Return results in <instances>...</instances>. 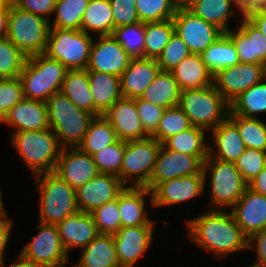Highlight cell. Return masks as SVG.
Masks as SVG:
<instances>
[{"label":"cell","instance_id":"cell-1","mask_svg":"<svg viewBox=\"0 0 266 267\" xmlns=\"http://www.w3.org/2000/svg\"><path fill=\"white\" fill-rule=\"evenodd\" d=\"M189 236L197 245L218 258L248 248V237L237 225L231 212L214 209L187 221Z\"/></svg>","mask_w":266,"mask_h":267},{"label":"cell","instance_id":"cell-2","mask_svg":"<svg viewBox=\"0 0 266 267\" xmlns=\"http://www.w3.org/2000/svg\"><path fill=\"white\" fill-rule=\"evenodd\" d=\"M46 105L49 127L57 136L60 146L78 147L95 116L78 108L61 91L49 97Z\"/></svg>","mask_w":266,"mask_h":267},{"label":"cell","instance_id":"cell-3","mask_svg":"<svg viewBox=\"0 0 266 267\" xmlns=\"http://www.w3.org/2000/svg\"><path fill=\"white\" fill-rule=\"evenodd\" d=\"M11 135L12 146L34 175L54 172L62 147L50 128Z\"/></svg>","mask_w":266,"mask_h":267},{"label":"cell","instance_id":"cell-4","mask_svg":"<svg viewBox=\"0 0 266 267\" xmlns=\"http://www.w3.org/2000/svg\"><path fill=\"white\" fill-rule=\"evenodd\" d=\"M67 71L58 60L44 53L27 58L19 75L24 98L46 102L61 90Z\"/></svg>","mask_w":266,"mask_h":267},{"label":"cell","instance_id":"cell-5","mask_svg":"<svg viewBox=\"0 0 266 267\" xmlns=\"http://www.w3.org/2000/svg\"><path fill=\"white\" fill-rule=\"evenodd\" d=\"M178 106L185 112L192 126L213 130L229 113V103L214 84L200 89H186L180 93Z\"/></svg>","mask_w":266,"mask_h":267},{"label":"cell","instance_id":"cell-6","mask_svg":"<svg viewBox=\"0 0 266 267\" xmlns=\"http://www.w3.org/2000/svg\"><path fill=\"white\" fill-rule=\"evenodd\" d=\"M40 191L39 222L57 224L79 211L75 189L54 172L35 175Z\"/></svg>","mask_w":266,"mask_h":267},{"label":"cell","instance_id":"cell-7","mask_svg":"<svg viewBox=\"0 0 266 267\" xmlns=\"http://www.w3.org/2000/svg\"><path fill=\"white\" fill-rule=\"evenodd\" d=\"M49 30L47 18L22 10L10 0L6 37L26 58L45 53Z\"/></svg>","mask_w":266,"mask_h":267},{"label":"cell","instance_id":"cell-8","mask_svg":"<svg viewBox=\"0 0 266 267\" xmlns=\"http://www.w3.org/2000/svg\"><path fill=\"white\" fill-rule=\"evenodd\" d=\"M207 171H210V207L232 208L241 198L248 183L241 176L234 162H225L207 157L203 162L205 184Z\"/></svg>","mask_w":266,"mask_h":267},{"label":"cell","instance_id":"cell-9","mask_svg":"<svg viewBox=\"0 0 266 267\" xmlns=\"http://www.w3.org/2000/svg\"><path fill=\"white\" fill-rule=\"evenodd\" d=\"M93 38L82 30L50 28L45 53L68 70L86 69Z\"/></svg>","mask_w":266,"mask_h":267},{"label":"cell","instance_id":"cell-10","mask_svg":"<svg viewBox=\"0 0 266 267\" xmlns=\"http://www.w3.org/2000/svg\"><path fill=\"white\" fill-rule=\"evenodd\" d=\"M161 146L162 144L153 137L125 141L123 163L119 173L121 182L125 186L130 184L145 187L152 176Z\"/></svg>","mask_w":266,"mask_h":267},{"label":"cell","instance_id":"cell-11","mask_svg":"<svg viewBox=\"0 0 266 267\" xmlns=\"http://www.w3.org/2000/svg\"><path fill=\"white\" fill-rule=\"evenodd\" d=\"M172 21L175 32L186 43L191 54L201 55L223 33L186 7H178Z\"/></svg>","mask_w":266,"mask_h":267},{"label":"cell","instance_id":"cell-12","mask_svg":"<svg viewBox=\"0 0 266 267\" xmlns=\"http://www.w3.org/2000/svg\"><path fill=\"white\" fill-rule=\"evenodd\" d=\"M38 234L21 251L25 259L47 267H63L68 254L58 234L56 224L38 222Z\"/></svg>","mask_w":266,"mask_h":267},{"label":"cell","instance_id":"cell-13","mask_svg":"<svg viewBox=\"0 0 266 267\" xmlns=\"http://www.w3.org/2000/svg\"><path fill=\"white\" fill-rule=\"evenodd\" d=\"M266 78L265 64L239 63L219 70L213 76V84L223 98L230 103L239 94Z\"/></svg>","mask_w":266,"mask_h":267},{"label":"cell","instance_id":"cell-14","mask_svg":"<svg viewBox=\"0 0 266 267\" xmlns=\"http://www.w3.org/2000/svg\"><path fill=\"white\" fill-rule=\"evenodd\" d=\"M202 170L203 162L198 157L169 150L162 145L152 176L145 187L152 191L161 182L198 174Z\"/></svg>","mask_w":266,"mask_h":267},{"label":"cell","instance_id":"cell-15","mask_svg":"<svg viewBox=\"0 0 266 267\" xmlns=\"http://www.w3.org/2000/svg\"><path fill=\"white\" fill-rule=\"evenodd\" d=\"M97 41L92 42L86 69L120 77L132 57L113 35L98 36Z\"/></svg>","mask_w":266,"mask_h":267},{"label":"cell","instance_id":"cell-16","mask_svg":"<svg viewBox=\"0 0 266 267\" xmlns=\"http://www.w3.org/2000/svg\"><path fill=\"white\" fill-rule=\"evenodd\" d=\"M205 187V176L202 170L198 174L159 183L151 191L150 203L153 207H159L185 202L203 194Z\"/></svg>","mask_w":266,"mask_h":267},{"label":"cell","instance_id":"cell-17","mask_svg":"<svg viewBox=\"0 0 266 267\" xmlns=\"http://www.w3.org/2000/svg\"><path fill=\"white\" fill-rule=\"evenodd\" d=\"M54 173L75 190L99 174L93 156L78 147L61 149Z\"/></svg>","mask_w":266,"mask_h":267},{"label":"cell","instance_id":"cell-18","mask_svg":"<svg viewBox=\"0 0 266 267\" xmlns=\"http://www.w3.org/2000/svg\"><path fill=\"white\" fill-rule=\"evenodd\" d=\"M125 188L121 180L111 174H98L75 190L79 211L91 213L103 204L117 199Z\"/></svg>","mask_w":266,"mask_h":267},{"label":"cell","instance_id":"cell-19","mask_svg":"<svg viewBox=\"0 0 266 267\" xmlns=\"http://www.w3.org/2000/svg\"><path fill=\"white\" fill-rule=\"evenodd\" d=\"M154 225L121 227L114 237L120 267H133L152 243Z\"/></svg>","mask_w":266,"mask_h":267},{"label":"cell","instance_id":"cell-20","mask_svg":"<svg viewBox=\"0 0 266 267\" xmlns=\"http://www.w3.org/2000/svg\"><path fill=\"white\" fill-rule=\"evenodd\" d=\"M103 116L111 123L119 140L134 141L149 137L142 127L136 98L121 97Z\"/></svg>","mask_w":266,"mask_h":267},{"label":"cell","instance_id":"cell-21","mask_svg":"<svg viewBox=\"0 0 266 267\" xmlns=\"http://www.w3.org/2000/svg\"><path fill=\"white\" fill-rule=\"evenodd\" d=\"M231 214L242 232L249 238L266 228V196L247 187L232 207Z\"/></svg>","mask_w":266,"mask_h":267},{"label":"cell","instance_id":"cell-22","mask_svg":"<svg viewBox=\"0 0 266 267\" xmlns=\"http://www.w3.org/2000/svg\"><path fill=\"white\" fill-rule=\"evenodd\" d=\"M237 31L226 33L233 41L240 63L266 64V37L245 16Z\"/></svg>","mask_w":266,"mask_h":267},{"label":"cell","instance_id":"cell-23","mask_svg":"<svg viewBox=\"0 0 266 267\" xmlns=\"http://www.w3.org/2000/svg\"><path fill=\"white\" fill-rule=\"evenodd\" d=\"M63 248L68 254L69 249L76 246L85 248L98 235V229L91 213L78 211L56 224Z\"/></svg>","mask_w":266,"mask_h":267},{"label":"cell","instance_id":"cell-24","mask_svg":"<svg viewBox=\"0 0 266 267\" xmlns=\"http://www.w3.org/2000/svg\"><path fill=\"white\" fill-rule=\"evenodd\" d=\"M160 71L156 59L132 58L120 76L121 96L126 98L140 97Z\"/></svg>","mask_w":266,"mask_h":267},{"label":"cell","instance_id":"cell-25","mask_svg":"<svg viewBox=\"0 0 266 267\" xmlns=\"http://www.w3.org/2000/svg\"><path fill=\"white\" fill-rule=\"evenodd\" d=\"M1 122L15 127L18 131H40L48 129L46 102L22 98L12 107Z\"/></svg>","mask_w":266,"mask_h":267},{"label":"cell","instance_id":"cell-26","mask_svg":"<svg viewBox=\"0 0 266 267\" xmlns=\"http://www.w3.org/2000/svg\"><path fill=\"white\" fill-rule=\"evenodd\" d=\"M211 133L215 149L209 146L208 157L225 162H235L246 150L237 126L228 117L214 128Z\"/></svg>","mask_w":266,"mask_h":267},{"label":"cell","instance_id":"cell-27","mask_svg":"<svg viewBox=\"0 0 266 267\" xmlns=\"http://www.w3.org/2000/svg\"><path fill=\"white\" fill-rule=\"evenodd\" d=\"M152 192L146 187L125 186L118 195L121 227L153 225L145 212V196Z\"/></svg>","mask_w":266,"mask_h":267},{"label":"cell","instance_id":"cell-28","mask_svg":"<svg viewBox=\"0 0 266 267\" xmlns=\"http://www.w3.org/2000/svg\"><path fill=\"white\" fill-rule=\"evenodd\" d=\"M170 72L178 82L181 91L213 85L214 75L206 68L199 54H190Z\"/></svg>","mask_w":266,"mask_h":267},{"label":"cell","instance_id":"cell-29","mask_svg":"<svg viewBox=\"0 0 266 267\" xmlns=\"http://www.w3.org/2000/svg\"><path fill=\"white\" fill-rule=\"evenodd\" d=\"M90 91L95 106V116L103 115L120 99V77L111 74L87 70Z\"/></svg>","mask_w":266,"mask_h":267},{"label":"cell","instance_id":"cell-30","mask_svg":"<svg viewBox=\"0 0 266 267\" xmlns=\"http://www.w3.org/2000/svg\"><path fill=\"white\" fill-rule=\"evenodd\" d=\"M81 250L80 260L74 267H120L111 234H99Z\"/></svg>","mask_w":266,"mask_h":267},{"label":"cell","instance_id":"cell-31","mask_svg":"<svg viewBox=\"0 0 266 267\" xmlns=\"http://www.w3.org/2000/svg\"><path fill=\"white\" fill-rule=\"evenodd\" d=\"M180 93V87L173 74L169 71H160L139 98L166 109L178 105Z\"/></svg>","mask_w":266,"mask_h":267},{"label":"cell","instance_id":"cell-32","mask_svg":"<svg viewBox=\"0 0 266 267\" xmlns=\"http://www.w3.org/2000/svg\"><path fill=\"white\" fill-rule=\"evenodd\" d=\"M60 91L78 108L95 116L94 100L90 91L87 69L68 70Z\"/></svg>","mask_w":266,"mask_h":267},{"label":"cell","instance_id":"cell-33","mask_svg":"<svg viewBox=\"0 0 266 267\" xmlns=\"http://www.w3.org/2000/svg\"><path fill=\"white\" fill-rule=\"evenodd\" d=\"M206 130L191 126L166 139L162 145L169 150L198 157L204 162L208 157L209 144L205 141Z\"/></svg>","mask_w":266,"mask_h":267},{"label":"cell","instance_id":"cell-34","mask_svg":"<svg viewBox=\"0 0 266 267\" xmlns=\"http://www.w3.org/2000/svg\"><path fill=\"white\" fill-rule=\"evenodd\" d=\"M81 30L93 31L98 36L113 35L114 18L109 0H89L84 11L81 23Z\"/></svg>","mask_w":266,"mask_h":267},{"label":"cell","instance_id":"cell-35","mask_svg":"<svg viewBox=\"0 0 266 267\" xmlns=\"http://www.w3.org/2000/svg\"><path fill=\"white\" fill-rule=\"evenodd\" d=\"M206 68L215 75L219 70L239 64L231 37L223 32L202 54Z\"/></svg>","mask_w":266,"mask_h":267},{"label":"cell","instance_id":"cell-36","mask_svg":"<svg viewBox=\"0 0 266 267\" xmlns=\"http://www.w3.org/2000/svg\"><path fill=\"white\" fill-rule=\"evenodd\" d=\"M233 4V0H192L186 8L222 32H227L230 30L229 17L234 14L231 9Z\"/></svg>","mask_w":266,"mask_h":267},{"label":"cell","instance_id":"cell-37","mask_svg":"<svg viewBox=\"0 0 266 267\" xmlns=\"http://www.w3.org/2000/svg\"><path fill=\"white\" fill-rule=\"evenodd\" d=\"M118 140L111 123L103 116H95L89 124L78 148L91 156Z\"/></svg>","mask_w":266,"mask_h":267},{"label":"cell","instance_id":"cell-38","mask_svg":"<svg viewBox=\"0 0 266 267\" xmlns=\"http://www.w3.org/2000/svg\"><path fill=\"white\" fill-rule=\"evenodd\" d=\"M266 78L239 94L229 103V113L247 118L266 112Z\"/></svg>","mask_w":266,"mask_h":267},{"label":"cell","instance_id":"cell-39","mask_svg":"<svg viewBox=\"0 0 266 267\" xmlns=\"http://www.w3.org/2000/svg\"><path fill=\"white\" fill-rule=\"evenodd\" d=\"M175 32L172 19L144 23L143 58L157 59Z\"/></svg>","mask_w":266,"mask_h":267},{"label":"cell","instance_id":"cell-40","mask_svg":"<svg viewBox=\"0 0 266 267\" xmlns=\"http://www.w3.org/2000/svg\"><path fill=\"white\" fill-rule=\"evenodd\" d=\"M89 0H57L54 14H56L50 28L81 30L84 11Z\"/></svg>","mask_w":266,"mask_h":267},{"label":"cell","instance_id":"cell-41","mask_svg":"<svg viewBox=\"0 0 266 267\" xmlns=\"http://www.w3.org/2000/svg\"><path fill=\"white\" fill-rule=\"evenodd\" d=\"M228 118L237 126L246 148L266 152V124L261 119L235 114H228Z\"/></svg>","mask_w":266,"mask_h":267},{"label":"cell","instance_id":"cell-42","mask_svg":"<svg viewBox=\"0 0 266 267\" xmlns=\"http://www.w3.org/2000/svg\"><path fill=\"white\" fill-rule=\"evenodd\" d=\"M191 126L185 112L178 105L166 108L159 121L156 132L151 137L162 144L166 139Z\"/></svg>","mask_w":266,"mask_h":267},{"label":"cell","instance_id":"cell-43","mask_svg":"<svg viewBox=\"0 0 266 267\" xmlns=\"http://www.w3.org/2000/svg\"><path fill=\"white\" fill-rule=\"evenodd\" d=\"M135 7L141 23L170 20L178 8L173 0H135Z\"/></svg>","mask_w":266,"mask_h":267},{"label":"cell","instance_id":"cell-44","mask_svg":"<svg viewBox=\"0 0 266 267\" xmlns=\"http://www.w3.org/2000/svg\"><path fill=\"white\" fill-rule=\"evenodd\" d=\"M113 36L132 58H143L145 46L144 23L116 27Z\"/></svg>","mask_w":266,"mask_h":267},{"label":"cell","instance_id":"cell-45","mask_svg":"<svg viewBox=\"0 0 266 267\" xmlns=\"http://www.w3.org/2000/svg\"><path fill=\"white\" fill-rule=\"evenodd\" d=\"M26 60L7 37L0 39V79L19 77Z\"/></svg>","mask_w":266,"mask_h":267},{"label":"cell","instance_id":"cell-46","mask_svg":"<svg viewBox=\"0 0 266 267\" xmlns=\"http://www.w3.org/2000/svg\"><path fill=\"white\" fill-rule=\"evenodd\" d=\"M125 141L117 140L93 155L99 174H111L119 178L123 163Z\"/></svg>","mask_w":266,"mask_h":267},{"label":"cell","instance_id":"cell-47","mask_svg":"<svg viewBox=\"0 0 266 267\" xmlns=\"http://www.w3.org/2000/svg\"><path fill=\"white\" fill-rule=\"evenodd\" d=\"M99 234L114 235L121 228L118 197L91 212Z\"/></svg>","mask_w":266,"mask_h":267},{"label":"cell","instance_id":"cell-48","mask_svg":"<svg viewBox=\"0 0 266 267\" xmlns=\"http://www.w3.org/2000/svg\"><path fill=\"white\" fill-rule=\"evenodd\" d=\"M190 54L191 53L186 43L178 36L176 32H174L170 41L167 43L161 55L156 60L161 71L170 72Z\"/></svg>","mask_w":266,"mask_h":267},{"label":"cell","instance_id":"cell-49","mask_svg":"<svg viewBox=\"0 0 266 267\" xmlns=\"http://www.w3.org/2000/svg\"><path fill=\"white\" fill-rule=\"evenodd\" d=\"M234 163L241 176L249 183L266 166V152L246 148Z\"/></svg>","mask_w":266,"mask_h":267},{"label":"cell","instance_id":"cell-50","mask_svg":"<svg viewBox=\"0 0 266 267\" xmlns=\"http://www.w3.org/2000/svg\"><path fill=\"white\" fill-rule=\"evenodd\" d=\"M22 98L24 96L19 77L0 79V122Z\"/></svg>","mask_w":266,"mask_h":267},{"label":"cell","instance_id":"cell-51","mask_svg":"<svg viewBox=\"0 0 266 267\" xmlns=\"http://www.w3.org/2000/svg\"><path fill=\"white\" fill-rule=\"evenodd\" d=\"M136 107L144 132L151 137L156 132L165 108L153 105L139 97L136 98Z\"/></svg>","mask_w":266,"mask_h":267},{"label":"cell","instance_id":"cell-52","mask_svg":"<svg viewBox=\"0 0 266 267\" xmlns=\"http://www.w3.org/2000/svg\"><path fill=\"white\" fill-rule=\"evenodd\" d=\"M114 18V30L116 27L133 25L140 22L135 0H109Z\"/></svg>","mask_w":266,"mask_h":267},{"label":"cell","instance_id":"cell-53","mask_svg":"<svg viewBox=\"0 0 266 267\" xmlns=\"http://www.w3.org/2000/svg\"><path fill=\"white\" fill-rule=\"evenodd\" d=\"M57 0H12V2L22 10L46 18L54 14Z\"/></svg>","mask_w":266,"mask_h":267},{"label":"cell","instance_id":"cell-54","mask_svg":"<svg viewBox=\"0 0 266 267\" xmlns=\"http://www.w3.org/2000/svg\"><path fill=\"white\" fill-rule=\"evenodd\" d=\"M254 241L256 244L255 251L258 257L254 265L266 267V228L248 238V248H254Z\"/></svg>","mask_w":266,"mask_h":267},{"label":"cell","instance_id":"cell-55","mask_svg":"<svg viewBox=\"0 0 266 267\" xmlns=\"http://www.w3.org/2000/svg\"><path fill=\"white\" fill-rule=\"evenodd\" d=\"M12 229V221L8 219L7 213L0 216V267H4V250L10 239V231Z\"/></svg>","mask_w":266,"mask_h":267},{"label":"cell","instance_id":"cell-56","mask_svg":"<svg viewBox=\"0 0 266 267\" xmlns=\"http://www.w3.org/2000/svg\"><path fill=\"white\" fill-rule=\"evenodd\" d=\"M264 1L265 0H233L234 5L238 7L239 12L243 14L242 16H246L254 10H258Z\"/></svg>","mask_w":266,"mask_h":267},{"label":"cell","instance_id":"cell-57","mask_svg":"<svg viewBox=\"0 0 266 267\" xmlns=\"http://www.w3.org/2000/svg\"><path fill=\"white\" fill-rule=\"evenodd\" d=\"M253 25H255L261 33L266 37V14L259 9L248 13L245 16Z\"/></svg>","mask_w":266,"mask_h":267},{"label":"cell","instance_id":"cell-58","mask_svg":"<svg viewBox=\"0 0 266 267\" xmlns=\"http://www.w3.org/2000/svg\"><path fill=\"white\" fill-rule=\"evenodd\" d=\"M248 187L266 196V166L248 183Z\"/></svg>","mask_w":266,"mask_h":267},{"label":"cell","instance_id":"cell-59","mask_svg":"<svg viewBox=\"0 0 266 267\" xmlns=\"http://www.w3.org/2000/svg\"><path fill=\"white\" fill-rule=\"evenodd\" d=\"M9 14L10 0H7L0 6V39L7 36Z\"/></svg>","mask_w":266,"mask_h":267},{"label":"cell","instance_id":"cell-60","mask_svg":"<svg viewBox=\"0 0 266 267\" xmlns=\"http://www.w3.org/2000/svg\"><path fill=\"white\" fill-rule=\"evenodd\" d=\"M9 267H47V266L27 260L22 255H19L17 257L16 262L12 263Z\"/></svg>","mask_w":266,"mask_h":267},{"label":"cell","instance_id":"cell-61","mask_svg":"<svg viewBox=\"0 0 266 267\" xmlns=\"http://www.w3.org/2000/svg\"><path fill=\"white\" fill-rule=\"evenodd\" d=\"M192 0H173L178 7H186Z\"/></svg>","mask_w":266,"mask_h":267},{"label":"cell","instance_id":"cell-62","mask_svg":"<svg viewBox=\"0 0 266 267\" xmlns=\"http://www.w3.org/2000/svg\"><path fill=\"white\" fill-rule=\"evenodd\" d=\"M6 214L5 209H4V203L2 200V194H1V190H0V216Z\"/></svg>","mask_w":266,"mask_h":267},{"label":"cell","instance_id":"cell-63","mask_svg":"<svg viewBox=\"0 0 266 267\" xmlns=\"http://www.w3.org/2000/svg\"><path fill=\"white\" fill-rule=\"evenodd\" d=\"M259 10L266 14V0L261 4Z\"/></svg>","mask_w":266,"mask_h":267},{"label":"cell","instance_id":"cell-64","mask_svg":"<svg viewBox=\"0 0 266 267\" xmlns=\"http://www.w3.org/2000/svg\"><path fill=\"white\" fill-rule=\"evenodd\" d=\"M7 0H0V6L3 5Z\"/></svg>","mask_w":266,"mask_h":267},{"label":"cell","instance_id":"cell-65","mask_svg":"<svg viewBox=\"0 0 266 267\" xmlns=\"http://www.w3.org/2000/svg\"><path fill=\"white\" fill-rule=\"evenodd\" d=\"M251 267H262V266H257V265H254V264H253Z\"/></svg>","mask_w":266,"mask_h":267}]
</instances>
